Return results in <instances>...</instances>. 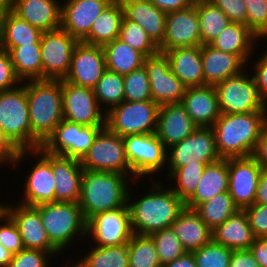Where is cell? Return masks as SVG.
Masks as SVG:
<instances>
[{
  "label": "cell",
  "mask_w": 267,
  "mask_h": 267,
  "mask_svg": "<svg viewBox=\"0 0 267 267\" xmlns=\"http://www.w3.org/2000/svg\"><path fill=\"white\" fill-rule=\"evenodd\" d=\"M260 38L245 24L231 22L210 45L222 52L239 55L246 63L256 52ZM255 41V42H254ZM255 50V51H254Z\"/></svg>",
  "instance_id": "d6a6232c"
},
{
  "label": "cell",
  "mask_w": 267,
  "mask_h": 267,
  "mask_svg": "<svg viewBox=\"0 0 267 267\" xmlns=\"http://www.w3.org/2000/svg\"><path fill=\"white\" fill-rule=\"evenodd\" d=\"M220 159L213 129L197 127L184 140L167 148V176L188 164H211Z\"/></svg>",
  "instance_id": "7c38bea8"
},
{
  "label": "cell",
  "mask_w": 267,
  "mask_h": 267,
  "mask_svg": "<svg viewBox=\"0 0 267 267\" xmlns=\"http://www.w3.org/2000/svg\"><path fill=\"white\" fill-rule=\"evenodd\" d=\"M79 40L62 28L43 32L40 39L42 80H63Z\"/></svg>",
  "instance_id": "9a60e30c"
},
{
  "label": "cell",
  "mask_w": 267,
  "mask_h": 267,
  "mask_svg": "<svg viewBox=\"0 0 267 267\" xmlns=\"http://www.w3.org/2000/svg\"><path fill=\"white\" fill-rule=\"evenodd\" d=\"M4 203L5 202H1V200H0V216L4 212V208H5V204Z\"/></svg>",
  "instance_id": "a7ac6f4b"
},
{
  "label": "cell",
  "mask_w": 267,
  "mask_h": 267,
  "mask_svg": "<svg viewBox=\"0 0 267 267\" xmlns=\"http://www.w3.org/2000/svg\"><path fill=\"white\" fill-rule=\"evenodd\" d=\"M152 100L159 106L181 103L187 86L172 72L169 59L163 53L146 57Z\"/></svg>",
  "instance_id": "e0dca14e"
},
{
  "label": "cell",
  "mask_w": 267,
  "mask_h": 267,
  "mask_svg": "<svg viewBox=\"0 0 267 267\" xmlns=\"http://www.w3.org/2000/svg\"><path fill=\"white\" fill-rule=\"evenodd\" d=\"M262 54V56L260 55L259 58H257L256 62L250 59L253 62H250V65L252 66L254 64L251 69L252 71L254 70L252 76L255 79L262 100L267 105V52L265 51Z\"/></svg>",
  "instance_id": "11a10c76"
},
{
  "label": "cell",
  "mask_w": 267,
  "mask_h": 267,
  "mask_svg": "<svg viewBox=\"0 0 267 267\" xmlns=\"http://www.w3.org/2000/svg\"><path fill=\"white\" fill-rule=\"evenodd\" d=\"M220 8L231 22L246 25L247 8L244 0H208Z\"/></svg>",
  "instance_id": "f5cc1de1"
},
{
  "label": "cell",
  "mask_w": 267,
  "mask_h": 267,
  "mask_svg": "<svg viewBox=\"0 0 267 267\" xmlns=\"http://www.w3.org/2000/svg\"><path fill=\"white\" fill-rule=\"evenodd\" d=\"M201 60L204 85L212 86L241 73L249 65L239 55L222 52L210 44L201 45Z\"/></svg>",
  "instance_id": "4316f807"
},
{
  "label": "cell",
  "mask_w": 267,
  "mask_h": 267,
  "mask_svg": "<svg viewBox=\"0 0 267 267\" xmlns=\"http://www.w3.org/2000/svg\"><path fill=\"white\" fill-rule=\"evenodd\" d=\"M63 120L84 126H106V113L94 91L62 80Z\"/></svg>",
  "instance_id": "2e32d148"
},
{
  "label": "cell",
  "mask_w": 267,
  "mask_h": 267,
  "mask_svg": "<svg viewBox=\"0 0 267 267\" xmlns=\"http://www.w3.org/2000/svg\"><path fill=\"white\" fill-rule=\"evenodd\" d=\"M249 250L260 267H267V237L255 238Z\"/></svg>",
  "instance_id": "680465c9"
},
{
  "label": "cell",
  "mask_w": 267,
  "mask_h": 267,
  "mask_svg": "<svg viewBox=\"0 0 267 267\" xmlns=\"http://www.w3.org/2000/svg\"><path fill=\"white\" fill-rule=\"evenodd\" d=\"M10 0H0V18L9 9Z\"/></svg>",
  "instance_id": "03108f58"
},
{
  "label": "cell",
  "mask_w": 267,
  "mask_h": 267,
  "mask_svg": "<svg viewBox=\"0 0 267 267\" xmlns=\"http://www.w3.org/2000/svg\"><path fill=\"white\" fill-rule=\"evenodd\" d=\"M266 125L267 111L221 114L211 127L219 156L222 159L252 156Z\"/></svg>",
  "instance_id": "7a4b0ae2"
},
{
  "label": "cell",
  "mask_w": 267,
  "mask_h": 267,
  "mask_svg": "<svg viewBox=\"0 0 267 267\" xmlns=\"http://www.w3.org/2000/svg\"><path fill=\"white\" fill-rule=\"evenodd\" d=\"M255 238L244 210H238L212 230V240L231 250H249Z\"/></svg>",
  "instance_id": "4dcf8cb0"
},
{
  "label": "cell",
  "mask_w": 267,
  "mask_h": 267,
  "mask_svg": "<svg viewBox=\"0 0 267 267\" xmlns=\"http://www.w3.org/2000/svg\"><path fill=\"white\" fill-rule=\"evenodd\" d=\"M133 234L128 204L97 213L86 223V238L93 239V246L124 245L131 240Z\"/></svg>",
  "instance_id": "5bb4252c"
},
{
  "label": "cell",
  "mask_w": 267,
  "mask_h": 267,
  "mask_svg": "<svg viewBox=\"0 0 267 267\" xmlns=\"http://www.w3.org/2000/svg\"><path fill=\"white\" fill-rule=\"evenodd\" d=\"M26 156L30 158L36 156V161L24 179L23 195L19 203L37 206L55 202L56 184L52 172V154L44 151L41 147L32 150H20L11 166H18L25 160Z\"/></svg>",
  "instance_id": "ba28073f"
},
{
  "label": "cell",
  "mask_w": 267,
  "mask_h": 267,
  "mask_svg": "<svg viewBox=\"0 0 267 267\" xmlns=\"http://www.w3.org/2000/svg\"><path fill=\"white\" fill-rule=\"evenodd\" d=\"M34 207L39 211L50 242L60 252L70 249L67 247L72 246L75 239L86 240L87 221L79 203L51 202Z\"/></svg>",
  "instance_id": "5b68a950"
},
{
  "label": "cell",
  "mask_w": 267,
  "mask_h": 267,
  "mask_svg": "<svg viewBox=\"0 0 267 267\" xmlns=\"http://www.w3.org/2000/svg\"><path fill=\"white\" fill-rule=\"evenodd\" d=\"M19 149L8 139L0 128V166L12 165L18 156Z\"/></svg>",
  "instance_id": "9f6ffc18"
},
{
  "label": "cell",
  "mask_w": 267,
  "mask_h": 267,
  "mask_svg": "<svg viewBox=\"0 0 267 267\" xmlns=\"http://www.w3.org/2000/svg\"><path fill=\"white\" fill-rule=\"evenodd\" d=\"M201 45L210 44L231 23L224 12L208 0L196 1Z\"/></svg>",
  "instance_id": "74e56055"
},
{
  "label": "cell",
  "mask_w": 267,
  "mask_h": 267,
  "mask_svg": "<svg viewBox=\"0 0 267 267\" xmlns=\"http://www.w3.org/2000/svg\"><path fill=\"white\" fill-rule=\"evenodd\" d=\"M123 140L131 177L135 180L147 175L152 180L154 175H159L167 167V148L155 133L127 135Z\"/></svg>",
  "instance_id": "9c48e42d"
},
{
  "label": "cell",
  "mask_w": 267,
  "mask_h": 267,
  "mask_svg": "<svg viewBox=\"0 0 267 267\" xmlns=\"http://www.w3.org/2000/svg\"><path fill=\"white\" fill-rule=\"evenodd\" d=\"M7 52L11 57L15 74L21 83L42 80L40 43L12 47Z\"/></svg>",
  "instance_id": "8d00e7d4"
},
{
  "label": "cell",
  "mask_w": 267,
  "mask_h": 267,
  "mask_svg": "<svg viewBox=\"0 0 267 267\" xmlns=\"http://www.w3.org/2000/svg\"><path fill=\"white\" fill-rule=\"evenodd\" d=\"M254 203L267 204V169H263L260 174Z\"/></svg>",
  "instance_id": "6125c7cd"
},
{
  "label": "cell",
  "mask_w": 267,
  "mask_h": 267,
  "mask_svg": "<svg viewBox=\"0 0 267 267\" xmlns=\"http://www.w3.org/2000/svg\"><path fill=\"white\" fill-rule=\"evenodd\" d=\"M9 9L42 32L61 28L62 1L10 0Z\"/></svg>",
  "instance_id": "603a6c76"
},
{
  "label": "cell",
  "mask_w": 267,
  "mask_h": 267,
  "mask_svg": "<svg viewBox=\"0 0 267 267\" xmlns=\"http://www.w3.org/2000/svg\"><path fill=\"white\" fill-rule=\"evenodd\" d=\"M0 244L12 254L24 249L22 238L13 220L3 212L0 216Z\"/></svg>",
  "instance_id": "681fc988"
},
{
  "label": "cell",
  "mask_w": 267,
  "mask_h": 267,
  "mask_svg": "<svg viewBox=\"0 0 267 267\" xmlns=\"http://www.w3.org/2000/svg\"><path fill=\"white\" fill-rule=\"evenodd\" d=\"M127 247L129 267H162L154 241L149 235L133 234Z\"/></svg>",
  "instance_id": "ee69618b"
},
{
  "label": "cell",
  "mask_w": 267,
  "mask_h": 267,
  "mask_svg": "<svg viewBox=\"0 0 267 267\" xmlns=\"http://www.w3.org/2000/svg\"><path fill=\"white\" fill-rule=\"evenodd\" d=\"M229 267H260L250 250H233Z\"/></svg>",
  "instance_id": "6f0895ef"
},
{
  "label": "cell",
  "mask_w": 267,
  "mask_h": 267,
  "mask_svg": "<svg viewBox=\"0 0 267 267\" xmlns=\"http://www.w3.org/2000/svg\"><path fill=\"white\" fill-rule=\"evenodd\" d=\"M83 168L80 160L52 154L55 202H77L81 197Z\"/></svg>",
  "instance_id": "484cf974"
},
{
  "label": "cell",
  "mask_w": 267,
  "mask_h": 267,
  "mask_svg": "<svg viewBox=\"0 0 267 267\" xmlns=\"http://www.w3.org/2000/svg\"><path fill=\"white\" fill-rule=\"evenodd\" d=\"M78 260H76V263L75 264L73 262V264L70 267H84V261H83V259L82 258H80V259L78 258Z\"/></svg>",
  "instance_id": "003e7915"
},
{
  "label": "cell",
  "mask_w": 267,
  "mask_h": 267,
  "mask_svg": "<svg viewBox=\"0 0 267 267\" xmlns=\"http://www.w3.org/2000/svg\"><path fill=\"white\" fill-rule=\"evenodd\" d=\"M106 126H84L62 120L41 148L54 155L81 160Z\"/></svg>",
  "instance_id": "4fadbf2b"
},
{
  "label": "cell",
  "mask_w": 267,
  "mask_h": 267,
  "mask_svg": "<svg viewBox=\"0 0 267 267\" xmlns=\"http://www.w3.org/2000/svg\"><path fill=\"white\" fill-rule=\"evenodd\" d=\"M118 38L129 44L145 57H151L160 53L159 46L146 33L145 29L136 22L123 16Z\"/></svg>",
  "instance_id": "7bdbcfd3"
},
{
  "label": "cell",
  "mask_w": 267,
  "mask_h": 267,
  "mask_svg": "<svg viewBox=\"0 0 267 267\" xmlns=\"http://www.w3.org/2000/svg\"><path fill=\"white\" fill-rule=\"evenodd\" d=\"M0 128L19 150H32L29 106L24 82L0 92Z\"/></svg>",
  "instance_id": "8992f818"
},
{
  "label": "cell",
  "mask_w": 267,
  "mask_h": 267,
  "mask_svg": "<svg viewBox=\"0 0 267 267\" xmlns=\"http://www.w3.org/2000/svg\"><path fill=\"white\" fill-rule=\"evenodd\" d=\"M124 16L141 25L159 46L165 37L166 12L158 9L149 0H120Z\"/></svg>",
  "instance_id": "83f0119b"
},
{
  "label": "cell",
  "mask_w": 267,
  "mask_h": 267,
  "mask_svg": "<svg viewBox=\"0 0 267 267\" xmlns=\"http://www.w3.org/2000/svg\"><path fill=\"white\" fill-rule=\"evenodd\" d=\"M232 251L211 240L192 253L197 267H229Z\"/></svg>",
  "instance_id": "7dc6e473"
},
{
  "label": "cell",
  "mask_w": 267,
  "mask_h": 267,
  "mask_svg": "<svg viewBox=\"0 0 267 267\" xmlns=\"http://www.w3.org/2000/svg\"><path fill=\"white\" fill-rule=\"evenodd\" d=\"M246 25L260 39L267 32V0H244Z\"/></svg>",
  "instance_id": "c3c4849f"
},
{
  "label": "cell",
  "mask_w": 267,
  "mask_h": 267,
  "mask_svg": "<svg viewBox=\"0 0 267 267\" xmlns=\"http://www.w3.org/2000/svg\"><path fill=\"white\" fill-rule=\"evenodd\" d=\"M124 101L141 102L152 100L148 73L143 65L141 68L123 75Z\"/></svg>",
  "instance_id": "bcb514c9"
},
{
  "label": "cell",
  "mask_w": 267,
  "mask_h": 267,
  "mask_svg": "<svg viewBox=\"0 0 267 267\" xmlns=\"http://www.w3.org/2000/svg\"><path fill=\"white\" fill-rule=\"evenodd\" d=\"M262 170L253 156L228 158V192L240 210L254 204Z\"/></svg>",
  "instance_id": "ffe728a7"
},
{
  "label": "cell",
  "mask_w": 267,
  "mask_h": 267,
  "mask_svg": "<svg viewBox=\"0 0 267 267\" xmlns=\"http://www.w3.org/2000/svg\"><path fill=\"white\" fill-rule=\"evenodd\" d=\"M159 107L153 100L123 101L106 113V127L121 137L155 133Z\"/></svg>",
  "instance_id": "30bf717a"
},
{
  "label": "cell",
  "mask_w": 267,
  "mask_h": 267,
  "mask_svg": "<svg viewBox=\"0 0 267 267\" xmlns=\"http://www.w3.org/2000/svg\"><path fill=\"white\" fill-rule=\"evenodd\" d=\"M43 32L19 18L10 9L0 18V50L40 43Z\"/></svg>",
  "instance_id": "836d02e7"
},
{
  "label": "cell",
  "mask_w": 267,
  "mask_h": 267,
  "mask_svg": "<svg viewBox=\"0 0 267 267\" xmlns=\"http://www.w3.org/2000/svg\"><path fill=\"white\" fill-rule=\"evenodd\" d=\"M252 156L263 169H267V125L262 130Z\"/></svg>",
  "instance_id": "94428289"
},
{
  "label": "cell",
  "mask_w": 267,
  "mask_h": 267,
  "mask_svg": "<svg viewBox=\"0 0 267 267\" xmlns=\"http://www.w3.org/2000/svg\"><path fill=\"white\" fill-rule=\"evenodd\" d=\"M4 212L17 226L25 248L49 252L54 259L58 254L61 255V252L50 242L39 211L34 206L6 202Z\"/></svg>",
  "instance_id": "ac0fdd59"
},
{
  "label": "cell",
  "mask_w": 267,
  "mask_h": 267,
  "mask_svg": "<svg viewBox=\"0 0 267 267\" xmlns=\"http://www.w3.org/2000/svg\"><path fill=\"white\" fill-rule=\"evenodd\" d=\"M19 84L21 81L15 74L9 53L0 50V92L15 88Z\"/></svg>",
  "instance_id": "db71d44e"
},
{
  "label": "cell",
  "mask_w": 267,
  "mask_h": 267,
  "mask_svg": "<svg viewBox=\"0 0 267 267\" xmlns=\"http://www.w3.org/2000/svg\"><path fill=\"white\" fill-rule=\"evenodd\" d=\"M102 47L106 68L109 71L126 75L144 65L146 57L119 38L104 44Z\"/></svg>",
  "instance_id": "d590c367"
},
{
  "label": "cell",
  "mask_w": 267,
  "mask_h": 267,
  "mask_svg": "<svg viewBox=\"0 0 267 267\" xmlns=\"http://www.w3.org/2000/svg\"><path fill=\"white\" fill-rule=\"evenodd\" d=\"M124 11L120 0H113L93 22L89 33L81 40L90 45H100L118 38Z\"/></svg>",
  "instance_id": "e575fe53"
},
{
  "label": "cell",
  "mask_w": 267,
  "mask_h": 267,
  "mask_svg": "<svg viewBox=\"0 0 267 267\" xmlns=\"http://www.w3.org/2000/svg\"><path fill=\"white\" fill-rule=\"evenodd\" d=\"M106 70L103 47L79 41L74 48L69 71L63 80L93 89Z\"/></svg>",
  "instance_id": "d6986e66"
},
{
  "label": "cell",
  "mask_w": 267,
  "mask_h": 267,
  "mask_svg": "<svg viewBox=\"0 0 267 267\" xmlns=\"http://www.w3.org/2000/svg\"><path fill=\"white\" fill-rule=\"evenodd\" d=\"M194 210L207 226L213 230L240 209L235 205L230 193L224 192L201 203Z\"/></svg>",
  "instance_id": "f35d334b"
},
{
  "label": "cell",
  "mask_w": 267,
  "mask_h": 267,
  "mask_svg": "<svg viewBox=\"0 0 267 267\" xmlns=\"http://www.w3.org/2000/svg\"><path fill=\"white\" fill-rule=\"evenodd\" d=\"M138 182L141 180L115 172L83 170L79 205L85 220L97 213L127 205L132 190L129 183L134 186Z\"/></svg>",
  "instance_id": "277c9868"
},
{
  "label": "cell",
  "mask_w": 267,
  "mask_h": 267,
  "mask_svg": "<svg viewBox=\"0 0 267 267\" xmlns=\"http://www.w3.org/2000/svg\"><path fill=\"white\" fill-rule=\"evenodd\" d=\"M228 185V159L221 158L214 163L207 164L194 195L185 203V207L195 209L214 196L228 192Z\"/></svg>",
  "instance_id": "1f68e13d"
},
{
  "label": "cell",
  "mask_w": 267,
  "mask_h": 267,
  "mask_svg": "<svg viewBox=\"0 0 267 267\" xmlns=\"http://www.w3.org/2000/svg\"><path fill=\"white\" fill-rule=\"evenodd\" d=\"M81 258L84 267H129V252L127 244L118 246H94ZM86 254V255H85Z\"/></svg>",
  "instance_id": "60d3db41"
},
{
  "label": "cell",
  "mask_w": 267,
  "mask_h": 267,
  "mask_svg": "<svg viewBox=\"0 0 267 267\" xmlns=\"http://www.w3.org/2000/svg\"><path fill=\"white\" fill-rule=\"evenodd\" d=\"M12 253L0 244V267H8L12 259Z\"/></svg>",
  "instance_id": "e7e4bbea"
},
{
  "label": "cell",
  "mask_w": 267,
  "mask_h": 267,
  "mask_svg": "<svg viewBox=\"0 0 267 267\" xmlns=\"http://www.w3.org/2000/svg\"><path fill=\"white\" fill-rule=\"evenodd\" d=\"M261 38H263V39H260V40H264V39H266L267 38V32L261 37ZM266 52H267V49H266Z\"/></svg>",
  "instance_id": "89a4df30"
},
{
  "label": "cell",
  "mask_w": 267,
  "mask_h": 267,
  "mask_svg": "<svg viewBox=\"0 0 267 267\" xmlns=\"http://www.w3.org/2000/svg\"><path fill=\"white\" fill-rule=\"evenodd\" d=\"M206 165L207 164H188L176 168L167 176L168 180L166 181L172 182V184L175 182L171 189L184 203L194 195Z\"/></svg>",
  "instance_id": "b9f144b4"
},
{
  "label": "cell",
  "mask_w": 267,
  "mask_h": 267,
  "mask_svg": "<svg viewBox=\"0 0 267 267\" xmlns=\"http://www.w3.org/2000/svg\"><path fill=\"white\" fill-rule=\"evenodd\" d=\"M149 236L154 241L161 266L178 259L186 253L180 239L171 227L156 231Z\"/></svg>",
  "instance_id": "f6af8a7d"
},
{
  "label": "cell",
  "mask_w": 267,
  "mask_h": 267,
  "mask_svg": "<svg viewBox=\"0 0 267 267\" xmlns=\"http://www.w3.org/2000/svg\"><path fill=\"white\" fill-rule=\"evenodd\" d=\"M158 9L164 12L182 10L194 4L193 0H149Z\"/></svg>",
  "instance_id": "91938a15"
},
{
  "label": "cell",
  "mask_w": 267,
  "mask_h": 267,
  "mask_svg": "<svg viewBox=\"0 0 267 267\" xmlns=\"http://www.w3.org/2000/svg\"><path fill=\"white\" fill-rule=\"evenodd\" d=\"M197 128L181 103L159 107L155 134L166 148L181 142Z\"/></svg>",
  "instance_id": "cb8c5ba5"
},
{
  "label": "cell",
  "mask_w": 267,
  "mask_h": 267,
  "mask_svg": "<svg viewBox=\"0 0 267 267\" xmlns=\"http://www.w3.org/2000/svg\"><path fill=\"white\" fill-rule=\"evenodd\" d=\"M250 68L214 85L221 114L267 111Z\"/></svg>",
  "instance_id": "52a82bcc"
},
{
  "label": "cell",
  "mask_w": 267,
  "mask_h": 267,
  "mask_svg": "<svg viewBox=\"0 0 267 267\" xmlns=\"http://www.w3.org/2000/svg\"><path fill=\"white\" fill-rule=\"evenodd\" d=\"M162 267H197L195 258L192 252H186L178 259L171 261L170 263Z\"/></svg>",
  "instance_id": "be15d7a7"
},
{
  "label": "cell",
  "mask_w": 267,
  "mask_h": 267,
  "mask_svg": "<svg viewBox=\"0 0 267 267\" xmlns=\"http://www.w3.org/2000/svg\"><path fill=\"white\" fill-rule=\"evenodd\" d=\"M181 104L197 127H212L221 115L212 85L187 87Z\"/></svg>",
  "instance_id": "d4e9b609"
},
{
  "label": "cell",
  "mask_w": 267,
  "mask_h": 267,
  "mask_svg": "<svg viewBox=\"0 0 267 267\" xmlns=\"http://www.w3.org/2000/svg\"><path fill=\"white\" fill-rule=\"evenodd\" d=\"M113 0H65L62 4L61 28L81 41L95 19Z\"/></svg>",
  "instance_id": "7402d4cb"
},
{
  "label": "cell",
  "mask_w": 267,
  "mask_h": 267,
  "mask_svg": "<svg viewBox=\"0 0 267 267\" xmlns=\"http://www.w3.org/2000/svg\"><path fill=\"white\" fill-rule=\"evenodd\" d=\"M256 238L267 237V204L254 203L244 209Z\"/></svg>",
  "instance_id": "816d5d0a"
},
{
  "label": "cell",
  "mask_w": 267,
  "mask_h": 267,
  "mask_svg": "<svg viewBox=\"0 0 267 267\" xmlns=\"http://www.w3.org/2000/svg\"><path fill=\"white\" fill-rule=\"evenodd\" d=\"M53 255L38 249H22L13 254L8 267H51L50 259Z\"/></svg>",
  "instance_id": "f907efd6"
},
{
  "label": "cell",
  "mask_w": 267,
  "mask_h": 267,
  "mask_svg": "<svg viewBox=\"0 0 267 267\" xmlns=\"http://www.w3.org/2000/svg\"><path fill=\"white\" fill-rule=\"evenodd\" d=\"M32 132V149H38L63 120L62 80L25 81Z\"/></svg>",
  "instance_id": "3957f363"
},
{
  "label": "cell",
  "mask_w": 267,
  "mask_h": 267,
  "mask_svg": "<svg viewBox=\"0 0 267 267\" xmlns=\"http://www.w3.org/2000/svg\"><path fill=\"white\" fill-rule=\"evenodd\" d=\"M93 91L102 110L109 112L124 101L123 75L106 70Z\"/></svg>",
  "instance_id": "ab89813d"
},
{
  "label": "cell",
  "mask_w": 267,
  "mask_h": 267,
  "mask_svg": "<svg viewBox=\"0 0 267 267\" xmlns=\"http://www.w3.org/2000/svg\"><path fill=\"white\" fill-rule=\"evenodd\" d=\"M201 45L196 2L182 10L167 12L165 37L159 45L160 53Z\"/></svg>",
  "instance_id": "44dd1931"
},
{
  "label": "cell",
  "mask_w": 267,
  "mask_h": 267,
  "mask_svg": "<svg viewBox=\"0 0 267 267\" xmlns=\"http://www.w3.org/2000/svg\"><path fill=\"white\" fill-rule=\"evenodd\" d=\"M151 190L140 194L138 199L128 194L131 227L134 234L151 235L152 233L171 227L185 203L176 195L171 187L163 186L162 181L151 180ZM165 187V188H164ZM168 188V189H167ZM132 194V196H131Z\"/></svg>",
  "instance_id": "6da1fadb"
},
{
  "label": "cell",
  "mask_w": 267,
  "mask_h": 267,
  "mask_svg": "<svg viewBox=\"0 0 267 267\" xmlns=\"http://www.w3.org/2000/svg\"><path fill=\"white\" fill-rule=\"evenodd\" d=\"M172 72L187 87L204 86L201 45L166 51Z\"/></svg>",
  "instance_id": "f546056e"
},
{
  "label": "cell",
  "mask_w": 267,
  "mask_h": 267,
  "mask_svg": "<svg viewBox=\"0 0 267 267\" xmlns=\"http://www.w3.org/2000/svg\"><path fill=\"white\" fill-rule=\"evenodd\" d=\"M88 171L115 172L131 177V167L126 158L123 137L104 127L80 160Z\"/></svg>",
  "instance_id": "8fae6325"
},
{
  "label": "cell",
  "mask_w": 267,
  "mask_h": 267,
  "mask_svg": "<svg viewBox=\"0 0 267 267\" xmlns=\"http://www.w3.org/2000/svg\"><path fill=\"white\" fill-rule=\"evenodd\" d=\"M171 228L186 252L199 250L212 240V230L194 209L185 207L171 224Z\"/></svg>",
  "instance_id": "f1b7e54d"
}]
</instances>
